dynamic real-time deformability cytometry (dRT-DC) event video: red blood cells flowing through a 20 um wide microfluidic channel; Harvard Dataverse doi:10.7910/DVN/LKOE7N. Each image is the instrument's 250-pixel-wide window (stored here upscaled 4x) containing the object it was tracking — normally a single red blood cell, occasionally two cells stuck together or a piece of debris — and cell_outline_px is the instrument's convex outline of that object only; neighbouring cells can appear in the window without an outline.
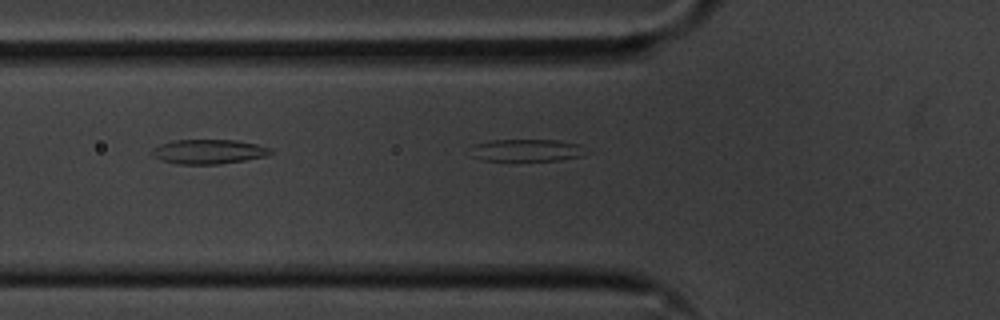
{"species": "common noctule bat (a hibernating species)", "species_latin": "Nyctalus noctula", "temperature_condition": "cold", "stored_images_in_passage": 11, "segment_of_instrument_passage": [2, 2], "camera_frame_rate_fps": 3000, "um_per_image_px": 0.085, "animal": {"sex": "male", "body_mass_g": 20.1, "forearm_length_mm": 53.5}, "frame": {"image": 1, "passage_image": 11, "time_ms": 3.333, "image_size_px": [1000, 320], "cell_outline_px": [[592, 152], [584, 156], [560, 160], [484, 160], [472, 156], [476, 144], [488, 140], [560, 140], [580, 144]], "centroid_in_image_um": [44.94, 12.76], "position_along_channel_um": 80.9, "area_um2": 15.03}}